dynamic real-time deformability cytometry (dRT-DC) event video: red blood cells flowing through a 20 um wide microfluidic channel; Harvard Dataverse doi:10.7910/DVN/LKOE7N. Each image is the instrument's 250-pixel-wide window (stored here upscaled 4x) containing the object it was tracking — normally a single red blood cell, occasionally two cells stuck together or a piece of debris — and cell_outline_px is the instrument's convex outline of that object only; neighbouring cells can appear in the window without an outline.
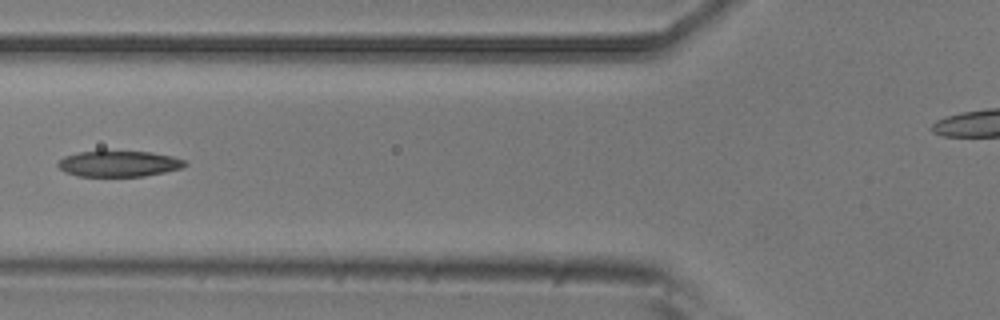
{"species": "common noctule bat (a hibernating species)", "species_latin": "Nyctalus noctula", "temperature_condition": "room temperature", "stored_images_in_passage": 5, "camera_frame_rate_fps": 3000, "um_per_image_px": 0.085, "animal": {"sex": "male", "body_mass_g": 20.5, "forearm_length_mm": 52.5}, "frame": {"image": 1, "passage_image": 5, "time_ms": 1.333, "image_size_px": [1000, 320], "cell_outline_px": [[188, 164], [180, 168], [164, 172], [144, 176], [76, 176], [64, 172], [56, 164], [64, 156], [80, 152], [152, 152], [172, 156], [184, 160]], "centroid_in_image_um": [10.09, 13.93], "position_along_channel_um": 115.7, "area_um2": 18.9}}